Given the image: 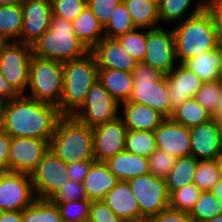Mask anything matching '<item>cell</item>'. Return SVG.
I'll return each mask as SVG.
<instances>
[{
  "instance_id": "1",
  "label": "cell",
  "mask_w": 222,
  "mask_h": 222,
  "mask_svg": "<svg viewBox=\"0 0 222 222\" xmlns=\"http://www.w3.org/2000/svg\"><path fill=\"white\" fill-rule=\"evenodd\" d=\"M61 117L56 106L21 95L5 102L1 129L12 138L50 141Z\"/></svg>"
},
{
  "instance_id": "2",
  "label": "cell",
  "mask_w": 222,
  "mask_h": 222,
  "mask_svg": "<svg viewBox=\"0 0 222 222\" xmlns=\"http://www.w3.org/2000/svg\"><path fill=\"white\" fill-rule=\"evenodd\" d=\"M172 27L175 56L179 64L201 53L213 51L221 44L214 20L206 8Z\"/></svg>"
},
{
  "instance_id": "3",
  "label": "cell",
  "mask_w": 222,
  "mask_h": 222,
  "mask_svg": "<svg viewBox=\"0 0 222 222\" xmlns=\"http://www.w3.org/2000/svg\"><path fill=\"white\" fill-rule=\"evenodd\" d=\"M64 89L58 105L62 116H73L85 103L91 86L98 80L95 56L88 52L84 57L63 62Z\"/></svg>"
},
{
  "instance_id": "4",
  "label": "cell",
  "mask_w": 222,
  "mask_h": 222,
  "mask_svg": "<svg viewBox=\"0 0 222 222\" xmlns=\"http://www.w3.org/2000/svg\"><path fill=\"white\" fill-rule=\"evenodd\" d=\"M33 56L59 62L76 60L90 52L74 33L72 21L54 16L50 28L31 45Z\"/></svg>"
},
{
  "instance_id": "5",
  "label": "cell",
  "mask_w": 222,
  "mask_h": 222,
  "mask_svg": "<svg viewBox=\"0 0 222 222\" xmlns=\"http://www.w3.org/2000/svg\"><path fill=\"white\" fill-rule=\"evenodd\" d=\"M49 149L66 164L95 160L92 128L73 116H62L49 141Z\"/></svg>"
},
{
  "instance_id": "6",
  "label": "cell",
  "mask_w": 222,
  "mask_h": 222,
  "mask_svg": "<svg viewBox=\"0 0 222 222\" xmlns=\"http://www.w3.org/2000/svg\"><path fill=\"white\" fill-rule=\"evenodd\" d=\"M133 88L128 101L149 106L165 118L172 116L166 76L144 62L137 63L132 72Z\"/></svg>"
},
{
  "instance_id": "7",
  "label": "cell",
  "mask_w": 222,
  "mask_h": 222,
  "mask_svg": "<svg viewBox=\"0 0 222 222\" xmlns=\"http://www.w3.org/2000/svg\"><path fill=\"white\" fill-rule=\"evenodd\" d=\"M63 89V62L32 56L25 96L58 107Z\"/></svg>"
},
{
  "instance_id": "8",
  "label": "cell",
  "mask_w": 222,
  "mask_h": 222,
  "mask_svg": "<svg viewBox=\"0 0 222 222\" xmlns=\"http://www.w3.org/2000/svg\"><path fill=\"white\" fill-rule=\"evenodd\" d=\"M30 45L6 42L0 53V73L21 94L25 95L29 80Z\"/></svg>"
},
{
  "instance_id": "9",
  "label": "cell",
  "mask_w": 222,
  "mask_h": 222,
  "mask_svg": "<svg viewBox=\"0 0 222 222\" xmlns=\"http://www.w3.org/2000/svg\"><path fill=\"white\" fill-rule=\"evenodd\" d=\"M120 103L103 87L99 80L89 89L85 103L73 115L79 122L91 128L112 121L119 116Z\"/></svg>"
},
{
  "instance_id": "10",
  "label": "cell",
  "mask_w": 222,
  "mask_h": 222,
  "mask_svg": "<svg viewBox=\"0 0 222 222\" xmlns=\"http://www.w3.org/2000/svg\"><path fill=\"white\" fill-rule=\"evenodd\" d=\"M127 182L145 219H152L159 212L169 207V194L165 179L157 178L148 173L132 178Z\"/></svg>"
},
{
  "instance_id": "11",
  "label": "cell",
  "mask_w": 222,
  "mask_h": 222,
  "mask_svg": "<svg viewBox=\"0 0 222 222\" xmlns=\"http://www.w3.org/2000/svg\"><path fill=\"white\" fill-rule=\"evenodd\" d=\"M142 62L163 75H167L178 64L171 27L161 26L155 29H146V51Z\"/></svg>"
},
{
  "instance_id": "12",
  "label": "cell",
  "mask_w": 222,
  "mask_h": 222,
  "mask_svg": "<svg viewBox=\"0 0 222 222\" xmlns=\"http://www.w3.org/2000/svg\"><path fill=\"white\" fill-rule=\"evenodd\" d=\"M32 177L26 173H0V212L23 211L36 200Z\"/></svg>"
},
{
  "instance_id": "13",
  "label": "cell",
  "mask_w": 222,
  "mask_h": 222,
  "mask_svg": "<svg viewBox=\"0 0 222 222\" xmlns=\"http://www.w3.org/2000/svg\"><path fill=\"white\" fill-rule=\"evenodd\" d=\"M31 177L36 198L50 199L69 181L67 164L49 149Z\"/></svg>"
},
{
  "instance_id": "14",
  "label": "cell",
  "mask_w": 222,
  "mask_h": 222,
  "mask_svg": "<svg viewBox=\"0 0 222 222\" xmlns=\"http://www.w3.org/2000/svg\"><path fill=\"white\" fill-rule=\"evenodd\" d=\"M48 150V140L13 137L8 156V171L31 175Z\"/></svg>"
},
{
  "instance_id": "15",
  "label": "cell",
  "mask_w": 222,
  "mask_h": 222,
  "mask_svg": "<svg viewBox=\"0 0 222 222\" xmlns=\"http://www.w3.org/2000/svg\"><path fill=\"white\" fill-rule=\"evenodd\" d=\"M23 26L19 43L32 45L49 28L52 17L51 0H21Z\"/></svg>"
},
{
  "instance_id": "16",
  "label": "cell",
  "mask_w": 222,
  "mask_h": 222,
  "mask_svg": "<svg viewBox=\"0 0 222 222\" xmlns=\"http://www.w3.org/2000/svg\"><path fill=\"white\" fill-rule=\"evenodd\" d=\"M95 160L105 162L124 151L127 128L120 116L92 128Z\"/></svg>"
},
{
  "instance_id": "17",
  "label": "cell",
  "mask_w": 222,
  "mask_h": 222,
  "mask_svg": "<svg viewBox=\"0 0 222 222\" xmlns=\"http://www.w3.org/2000/svg\"><path fill=\"white\" fill-rule=\"evenodd\" d=\"M191 155L197 160H214L222 154V141L215 118L189 128Z\"/></svg>"
},
{
  "instance_id": "18",
  "label": "cell",
  "mask_w": 222,
  "mask_h": 222,
  "mask_svg": "<svg viewBox=\"0 0 222 222\" xmlns=\"http://www.w3.org/2000/svg\"><path fill=\"white\" fill-rule=\"evenodd\" d=\"M157 149L176 158L191 155L190 130L171 118H165L154 130Z\"/></svg>"
},
{
  "instance_id": "19",
  "label": "cell",
  "mask_w": 222,
  "mask_h": 222,
  "mask_svg": "<svg viewBox=\"0 0 222 222\" xmlns=\"http://www.w3.org/2000/svg\"><path fill=\"white\" fill-rule=\"evenodd\" d=\"M166 76L170 107L175 110L186 100L194 98L203 81L184 64H177Z\"/></svg>"
},
{
  "instance_id": "20",
  "label": "cell",
  "mask_w": 222,
  "mask_h": 222,
  "mask_svg": "<svg viewBox=\"0 0 222 222\" xmlns=\"http://www.w3.org/2000/svg\"><path fill=\"white\" fill-rule=\"evenodd\" d=\"M90 52L95 56L98 68L133 72L138 63L116 38L104 36Z\"/></svg>"
},
{
  "instance_id": "21",
  "label": "cell",
  "mask_w": 222,
  "mask_h": 222,
  "mask_svg": "<svg viewBox=\"0 0 222 222\" xmlns=\"http://www.w3.org/2000/svg\"><path fill=\"white\" fill-rule=\"evenodd\" d=\"M102 200L124 222H139L145 219L127 181L120 180Z\"/></svg>"
},
{
  "instance_id": "22",
  "label": "cell",
  "mask_w": 222,
  "mask_h": 222,
  "mask_svg": "<svg viewBox=\"0 0 222 222\" xmlns=\"http://www.w3.org/2000/svg\"><path fill=\"white\" fill-rule=\"evenodd\" d=\"M119 116L127 130L154 131L165 119L158 111L136 102L120 103Z\"/></svg>"
},
{
  "instance_id": "23",
  "label": "cell",
  "mask_w": 222,
  "mask_h": 222,
  "mask_svg": "<svg viewBox=\"0 0 222 222\" xmlns=\"http://www.w3.org/2000/svg\"><path fill=\"white\" fill-rule=\"evenodd\" d=\"M120 180L109 170L105 162L95 161L82 184L85 188L87 198L91 201L102 200L104 196L113 189Z\"/></svg>"
},
{
  "instance_id": "24",
  "label": "cell",
  "mask_w": 222,
  "mask_h": 222,
  "mask_svg": "<svg viewBox=\"0 0 222 222\" xmlns=\"http://www.w3.org/2000/svg\"><path fill=\"white\" fill-rule=\"evenodd\" d=\"M111 173L121 181L150 173L149 159L127 151L119 152L105 161Z\"/></svg>"
},
{
  "instance_id": "25",
  "label": "cell",
  "mask_w": 222,
  "mask_h": 222,
  "mask_svg": "<svg viewBox=\"0 0 222 222\" xmlns=\"http://www.w3.org/2000/svg\"><path fill=\"white\" fill-rule=\"evenodd\" d=\"M205 7L206 0H161L158 5L160 24L161 26L175 25L186 18L199 14Z\"/></svg>"
},
{
  "instance_id": "26",
  "label": "cell",
  "mask_w": 222,
  "mask_h": 222,
  "mask_svg": "<svg viewBox=\"0 0 222 222\" xmlns=\"http://www.w3.org/2000/svg\"><path fill=\"white\" fill-rule=\"evenodd\" d=\"M98 80L117 102L129 100L133 88L132 72L98 68Z\"/></svg>"
},
{
  "instance_id": "27",
  "label": "cell",
  "mask_w": 222,
  "mask_h": 222,
  "mask_svg": "<svg viewBox=\"0 0 222 222\" xmlns=\"http://www.w3.org/2000/svg\"><path fill=\"white\" fill-rule=\"evenodd\" d=\"M72 25L75 35L89 51L104 37L103 26L88 6L72 21Z\"/></svg>"
},
{
  "instance_id": "28",
  "label": "cell",
  "mask_w": 222,
  "mask_h": 222,
  "mask_svg": "<svg viewBox=\"0 0 222 222\" xmlns=\"http://www.w3.org/2000/svg\"><path fill=\"white\" fill-rule=\"evenodd\" d=\"M221 57V44L213 51L186 60L183 64L194 72L203 82L217 81Z\"/></svg>"
},
{
  "instance_id": "29",
  "label": "cell",
  "mask_w": 222,
  "mask_h": 222,
  "mask_svg": "<svg viewBox=\"0 0 222 222\" xmlns=\"http://www.w3.org/2000/svg\"><path fill=\"white\" fill-rule=\"evenodd\" d=\"M23 26L21 3L0 7V39L6 42H18Z\"/></svg>"
},
{
  "instance_id": "30",
  "label": "cell",
  "mask_w": 222,
  "mask_h": 222,
  "mask_svg": "<svg viewBox=\"0 0 222 222\" xmlns=\"http://www.w3.org/2000/svg\"><path fill=\"white\" fill-rule=\"evenodd\" d=\"M136 28L161 27L158 7L147 0H123Z\"/></svg>"
},
{
  "instance_id": "31",
  "label": "cell",
  "mask_w": 222,
  "mask_h": 222,
  "mask_svg": "<svg viewBox=\"0 0 222 222\" xmlns=\"http://www.w3.org/2000/svg\"><path fill=\"white\" fill-rule=\"evenodd\" d=\"M198 161L193 155L176 159L175 165L165 179L169 196L183 186L193 183Z\"/></svg>"
},
{
  "instance_id": "32",
  "label": "cell",
  "mask_w": 222,
  "mask_h": 222,
  "mask_svg": "<svg viewBox=\"0 0 222 222\" xmlns=\"http://www.w3.org/2000/svg\"><path fill=\"white\" fill-rule=\"evenodd\" d=\"M170 118L185 127L191 128L211 120L213 115L202 107L195 98H190L173 110Z\"/></svg>"
},
{
  "instance_id": "33",
  "label": "cell",
  "mask_w": 222,
  "mask_h": 222,
  "mask_svg": "<svg viewBox=\"0 0 222 222\" xmlns=\"http://www.w3.org/2000/svg\"><path fill=\"white\" fill-rule=\"evenodd\" d=\"M24 222H63L57 204L49 199H36L23 210Z\"/></svg>"
},
{
  "instance_id": "34",
  "label": "cell",
  "mask_w": 222,
  "mask_h": 222,
  "mask_svg": "<svg viewBox=\"0 0 222 222\" xmlns=\"http://www.w3.org/2000/svg\"><path fill=\"white\" fill-rule=\"evenodd\" d=\"M157 149L154 131L127 130L125 136V151L149 158Z\"/></svg>"
},
{
  "instance_id": "35",
  "label": "cell",
  "mask_w": 222,
  "mask_h": 222,
  "mask_svg": "<svg viewBox=\"0 0 222 222\" xmlns=\"http://www.w3.org/2000/svg\"><path fill=\"white\" fill-rule=\"evenodd\" d=\"M103 28L104 36L109 38H117L136 28L123 1L113 10L108 23Z\"/></svg>"
},
{
  "instance_id": "36",
  "label": "cell",
  "mask_w": 222,
  "mask_h": 222,
  "mask_svg": "<svg viewBox=\"0 0 222 222\" xmlns=\"http://www.w3.org/2000/svg\"><path fill=\"white\" fill-rule=\"evenodd\" d=\"M221 180L217 159L198 161L193 183L201 191H210Z\"/></svg>"
},
{
  "instance_id": "37",
  "label": "cell",
  "mask_w": 222,
  "mask_h": 222,
  "mask_svg": "<svg viewBox=\"0 0 222 222\" xmlns=\"http://www.w3.org/2000/svg\"><path fill=\"white\" fill-rule=\"evenodd\" d=\"M189 214L195 222H203L222 214V207L220 201L210 191H202L200 199Z\"/></svg>"
},
{
  "instance_id": "38",
  "label": "cell",
  "mask_w": 222,
  "mask_h": 222,
  "mask_svg": "<svg viewBox=\"0 0 222 222\" xmlns=\"http://www.w3.org/2000/svg\"><path fill=\"white\" fill-rule=\"evenodd\" d=\"M116 39L138 63L143 61L146 51V29L135 28Z\"/></svg>"
},
{
  "instance_id": "39",
  "label": "cell",
  "mask_w": 222,
  "mask_h": 222,
  "mask_svg": "<svg viewBox=\"0 0 222 222\" xmlns=\"http://www.w3.org/2000/svg\"><path fill=\"white\" fill-rule=\"evenodd\" d=\"M202 191L194 184H188L169 196V207L178 211L190 212L200 199Z\"/></svg>"
},
{
  "instance_id": "40",
  "label": "cell",
  "mask_w": 222,
  "mask_h": 222,
  "mask_svg": "<svg viewBox=\"0 0 222 222\" xmlns=\"http://www.w3.org/2000/svg\"><path fill=\"white\" fill-rule=\"evenodd\" d=\"M59 207L63 222H88L92 201L89 199L52 202Z\"/></svg>"
},
{
  "instance_id": "41",
  "label": "cell",
  "mask_w": 222,
  "mask_h": 222,
  "mask_svg": "<svg viewBox=\"0 0 222 222\" xmlns=\"http://www.w3.org/2000/svg\"><path fill=\"white\" fill-rule=\"evenodd\" d=\"M221 91L222 82L220 80L203 82L194 98L214 116L218 110V96Z\"/></svg>"
},
{
  "instance_id": "42",
  "label": "cell",
  "mask_w": 222,
  "mask_h": 222,
  "mask_svg": "<svg viewBox=\"0 0 222 222\" xmlns=\"http://www.w3.org/2000/svg\"><path fill=\"white\" fill-rule=\"evenodd\" d=\"M148 159L150 173L157 178L166 179L177 158L167 152L156 149Z\"/></svg>"
},
{
  "instance_id": "43",
  "label": "cell",
  "mask_w": 222,
  "mask_h": 222,
  "mask_svg": "<svg viewBox=\"0 0 222 222\" xmlns=\"http://www.w3.org/2000/svg\"><path fill=\"white\" fill-rule=\"evenodd\" d=\"M54 16L73 21L87 6V0H51Z\"/></svg>"
},
{
  "instance_id": "44",
  "label": "cell",
  "mask_w": 222,
  "mask_h": 222,
  "mask_svg": "<svg viewBox=\"0 0 222 222\" xmlns=\"http://www.w3.org/2000/svg\"><path fill=\"white\" fill-rule=\"evenodd\" d=\"M88 199L82 183L70 180L49 199L51 202H68Z\"/></svg>"
},
{
  "instance_id": "45",
  "label": "cell",
  "mask_w": 222,
  "mask_h": 222,
  "mask_svg": "<svg viewBox=\"0 0 222 222\" xmlns=\"http://www.w3.org/2000/svg\"><path fill=\"white\" fill-rule=\"evenodd\" d=\"M123 0H87V6L92 10L99 23L104 27L112 15L113 10Z\"/></svg>"
},
{
  "instance_id": "46",
  "label": "cell",
  "mask_w": 222,
  "mask_h": 222,
  "mask_svg": "<svg viewBox=\"0 0 222 222\" xmlns=\"http://www.w3.org/2000/svg\"><path fill=\"white\" fill-rule=\"evenodd\" d=\"M88 222H124L103 200L92 201Z\"/></svg>"
},
{
  "instance_id": "47",
  "label": "cell",
  "mask_w": 222,
  "mask_h": 222,
  "mask_svg": "<svg viewBox=\"0 0 222 222\" xmlns=\"http://www.w3.org/2000/svg\"><path fill=\"white\" fill-rule=\"evenodd\" d=\"M153 222H195L189 212L178 211L170 207L152 218Z\"/></svg>"
},
{
  "instance_id": "48",
  "label": "cell",
  "mask_w": 222,
  "mask_h": 222,
  "mask_svg": "<svg viewBox=\"0 0 222 222\" xmlns=\"http://www.w3.org/2000/svg\"><path fill=\"white\" fill-rule=\"evenodd\" d=\"M95 161L96 160H83L80 162H73L67 164V172L69 179L78 183H82L85 177L88 175L91 165Z\"/></svg>"
},
{
  "instance_id": "49",
  "label": "cell",
  "mask_w": 222,
  "mask_h": 222,
  "mask_svg": "<svg viewBox=\"0 0 222 222\" xmlns=\"http://www.w3.org/2000/svg\"><path fill=\"white\" fill-rule=\"evenodd\" d=\"M206 10L211 14L220 43H222V0H206Z\"/></svg>"
},
{
  "instance_id": "50",
  "label": "cell",
  "mask_w": 222,
  "mask_h": 222,
  "mask_svg": "<svg viewBox=\"0 0 222 222\" xmlns=\"http://www.w3.org/2000/svg\"><path fill=\"white\" fill-rule=\"evenodd\" d=\"M12 137L0 129V173L8 172V156Z\"/></svg>"
},
{
  "instance_id": "51",
  "label": "cell",
  "mask_w": 222,
  "mask_h": 222,
  "mask_svg": "<svg viewBox=\"0 0 222 222\" xmlns=\"http://www.w3.org/2000/svg\"><path fill=\"white\" fill-rule=\"evenodd\" d=\"M21 94L0 73V98L5 101L19 98Z\"/></svg>"
},
{
  "instance_id": "52",
  "label": "cell",
  "mask_w": 222,
  "mask_h": 222,
  "mask_svg": "<svg viewBox=\"0 0 222 222\" xmlns=\"http://www.w3.org/2000/svg\"><path fill=\"white\" fill-rule=\"evenodd\" d=\"M0 222H24L23 211L0 212Z\"/></svg>"
},
{
  "instance_id": "53",
  "label": "cell",
  "mask_w": 222,
  "mask_h": 222,
  "mask_svg": "<svg viewBox=\"0 0 222 222\" xmlns=\"http://www.w3.org/2000/svg\"><path fill=\"white\" fill-rule=\"evenodd\" d=\"M210 192L220 201L222 207V180L217 182Z\"/></svg>"
},
{
  "instance_id": "54",
  "label": "cell",
  "mask_w": 222,
  "mask_h": 222,
  "mask_svg": "<svg viewBox=\"0 0 222 222\" xmlns=\"http://www.w3.org/2000/svg\"><path fill=\"white\" fill-rule=\"evenodd\" d=\"M218 110L216 114L213 116L215 119H222V91L218 96Z\"/></svg>"
},
{
  "instance_id": "55",
  "label": "cell",
  "mask_w": 222,
  "mask_h": 222,
  "mask_svg": "<svg viewBox=\"0 0 222 222\" xmlns=\"http://www.w3.org/2000/svg\"><path fill=\"white\" fill-rule=\"evenodd\" d=\"M21 0H0V7L4 5H16L20 2Z\"/></svg>"
},
{
  "instance_id": "56",
  "label": "cell",
  "mask_w": 222,
  "mask_h": 222,
  "mask_svg": "<svg viewBox=\"0 0 222 222\" xmlns=\"http://www.w3.org/2000/svg\"><path fill=\"white\" fill-rule=\"evenodd\" d=\"M5 100L0 98V129L2 126L3 122V111H4V105H5Z\"/></svg>"
},
{
  "instance_id": "57",
  "label": "cell",
  "mask_w": 222,
  "mask_h": 222,
  "mask_svg": "<svg viewBox=\"0 0 222 222\" xmlns=\"http://www.w3.org/2000/svg\"><path fill=\"white\" fill-rule=\"evenodd\" d=\"M218 78L222 82V43H221V57H220L219 68H218Z\"/></svg>"
},
{
  "instance_id": "58",
  "label": "cell",
  "mask_w": 222,
  "mask_h": 222,
  "mask_svg": "<svg viewBox=\"0 0 222 222\" xmlns=\"http://www.w3.org/2000/svg\"><path fill=\"white\" fill-rule=\"evenodd\" d=\"M203 222H222V214H219L218 216H215L214 218L205 220Z\"/></svg>"
},
{
  "instance_id": "59",
  "label": "cell",
  "mask_w": 222,
  "mask_h": 222,
  "mask_svg": "<svg viewBox=\"0 0 222 222\" xmlns=\"http://www.w3.org/2000/svg\"><path fill=\"white\" fill-rule=\"evenodd\" d=\"M217 163L219 166L220 174H221V180H222V154L217 158Z\"/></svg>"
},
{
  "instance_id": "60",
  "label": "cell",
  "mask_w": 222,
  "mask_h": 222,
  "mask_svg": "<svg viewBox=\"0 0 222 222\" xmlns=\"http://www.w3.org/2000/svg\"><path fill=\"white\" fill-rule=\"evenodd\" d=\"M215 120L219 126V133H220V137H221V141H222V119H215Z\"/></svg>"
},
{
  "instance_id": "61",
  "label": "cell",
  "mask_w": 222,
  "mask_h": 222,
  "mask_svg": "<svg viewBox=\"0 0 222 222\" xmlns=\"http://www.w3.org/2000/svg\"><path fill=\"white\" fill-rule=\"evenodd\" d=\"M147 1H149V2H151V3H153V4H155L157 7H158V5H159L160 2H161V0H147Z\"/></svg>"
},
{
  "instance_id": "62",
  "label": "cell",
  "mask_w": 222,
  "mask_h": 222,
  "mask_svg": "<svg viewBox=\"0 0 222 222\" xmlns=\"http://www.w3.org/2000/svg\"><path fill=\"white\" fill-rule=\"evenodd\" d=\"M5 43H6V41L0 39V53H1L2 47L4 46Z\"/></svg>"
},
{
  "instance_id": "63",
  "label": "cell",
  "mask_w": 222,
  "mask_h": 222,
  "mask_svg": "<svg viewBox=\"0 0 222 222\" xmlns=\"http://www.w3.org/2000/svg\"><path fill=\"white\" fill-rule=\"evenodd\" d=\"M139 222H153V220L152 219H144V220L139 221Z\"/></svg>"
}]
</instances>
